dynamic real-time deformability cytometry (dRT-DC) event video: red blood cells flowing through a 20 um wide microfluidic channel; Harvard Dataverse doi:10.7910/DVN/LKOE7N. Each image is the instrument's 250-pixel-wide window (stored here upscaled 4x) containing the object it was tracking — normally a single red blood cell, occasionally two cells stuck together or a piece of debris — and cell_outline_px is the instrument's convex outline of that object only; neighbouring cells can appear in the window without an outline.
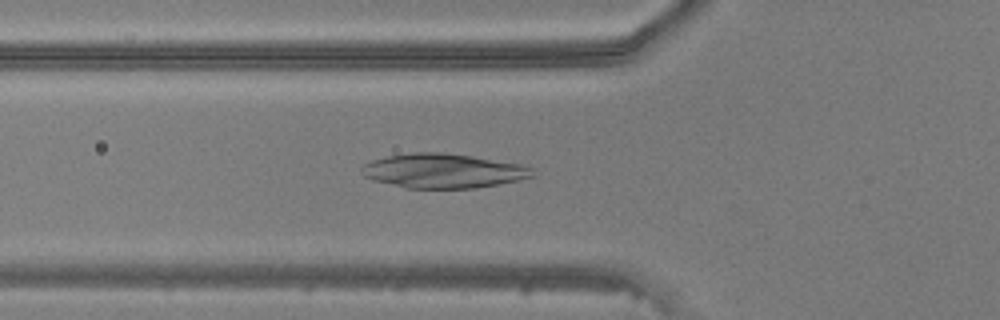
{"species": "common noctule bat (a hibernating species)", "species_latin": "Nyctalus noctula", "temperature_condition": "warm", "stored_images_in_passage": 41, "camera_frame_rate_fps": 3000, "um_per_image_px": 0.085, "animal": {"sex": "male", "body_mass_g": 20.5, "forearm_length_mm": 52.5}, "frame": {"image": 1, "passage_image": 11, "time_ms": 3.333, "image_size_px": [1000, 320], "cell_outline_px": [[536, 176], [476, 188], [408, 188], [372, 180], [364, 176], [360, 172], [360, 168], [364, 164], [372, 160], [388, 156], [412, 152], [440, 152], [472, 156], [520, 164], [532, 168]], "centroid_in_image_um": [37.64, 14.52], "position_along_channel_um": 88.2, "area_um2": 34.1}}
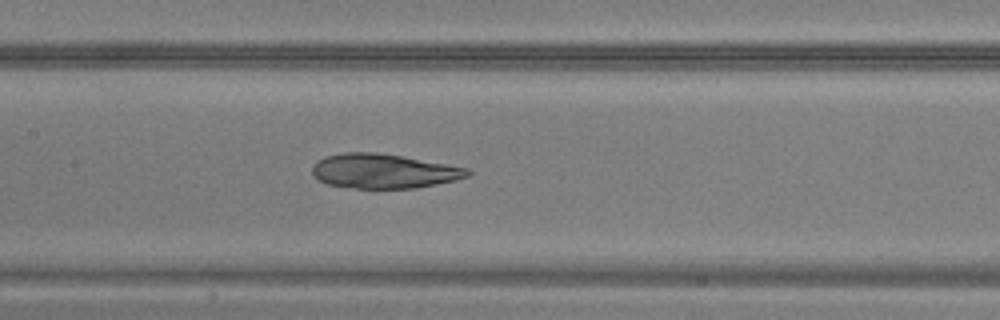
{"frame": {"image": 2, "passage_image": 17, "time_ms": 5.333, "image_size_px": [1000, 320], "cell_outline_px": [[472, 172], [468, 176], [456, 180], [416, 188], [356, 188], [328, 184], [320, 180], [312, 172], [312, 164], [316, 160], [324, 156], [344, 152], [376, 152], [400, 156], [468, 168]], "centroid_in_image_um": [32.59, 14.54], "position_along_channel_um": 174.8, "area_um2": 31.04}}
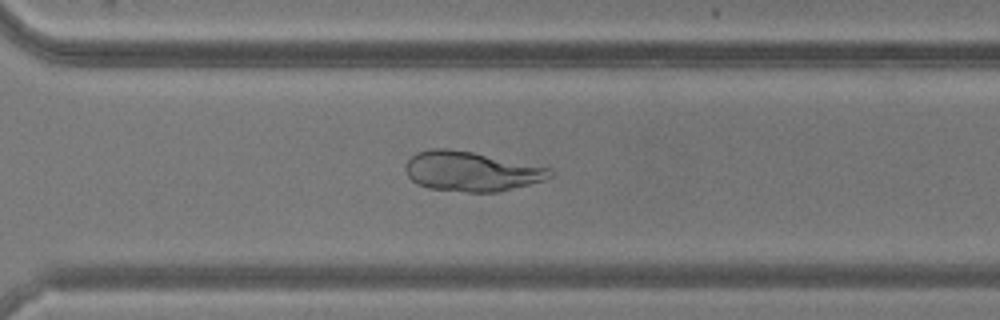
{"frame": {"image": 3, "passage_image": 28, "time_ms": 9.0, "image_size_px": [1000, 320], "cell_outline_px": [[552, 176], [544, 180], [500, 192], [468, 192], [428, 188], [416, 184], [408, 176], [404, 168], [404, 164], [416, 152], [432, 148], [448, 148], [472, 152], [552, 168]], "centroid_in_image_um": [40.03, 14.56], "position_along_channel_um": 330.6, "area_um2": 33.58}}